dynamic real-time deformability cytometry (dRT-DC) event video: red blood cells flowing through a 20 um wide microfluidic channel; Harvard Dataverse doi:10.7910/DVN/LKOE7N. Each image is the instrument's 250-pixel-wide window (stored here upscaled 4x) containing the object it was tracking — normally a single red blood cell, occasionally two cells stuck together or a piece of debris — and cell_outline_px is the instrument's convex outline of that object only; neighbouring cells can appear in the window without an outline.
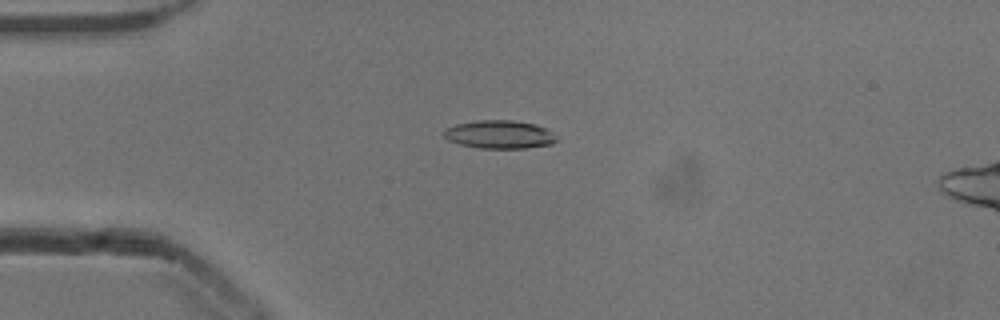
{"species": "common noctule bat (a hibernating species)", "species_latin": "Nyctalus noctula", "temperature_condition": "cold", "stored_images_in_passage": 44, "camera_frame_rate_fps": 3000, "um_per_image_px": 0.085, "animal": {"sex": "male", "body_mass_g": 13.3}, "frame": {"image": 1, "passage_image": 4, "time_ms": 1.0, "image_size_px": [1000, 320], "cell_outline_px": [[560, 140], [552, 144], [524, 148], [480, 148], [460, 144], [448, 140], [440, 132], [444, 128], [456, 124], [476, 120], [512, 120], [536, 124], [544, 128], [556, 136]], "centroid_in_image_um": [42.42, 11.42], "position_along_channel_um": 42.6, "area_um2": 18.67}}
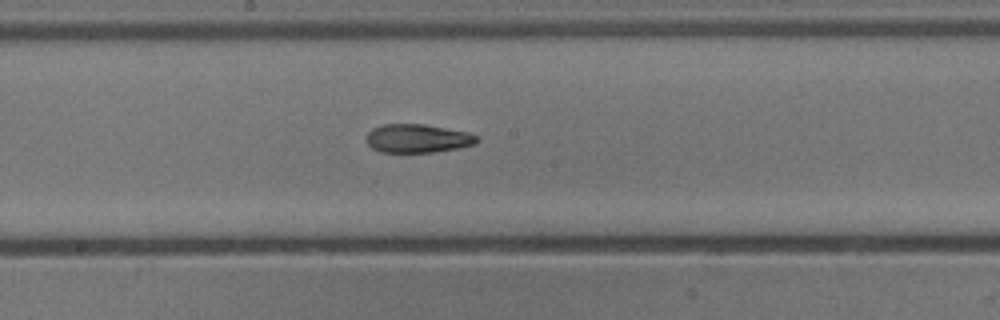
{"frame": {"image": 2, "passage_image": 19, "time_ms": 6.0, "image_size_px": [1000, 320], "cell_outline_px": [[480, 140], [476, 144], [456, 148], [432, 152], [380, 152], [372, 148], [368, 144], [368, 132], [372, 128], [384, 124], [424, 124], [468, 132], [476, 136]], "centroid_in_image_um": [35.5, 11.76], "position_along_channel_um": 212.7, "area_um2": 18.26}}
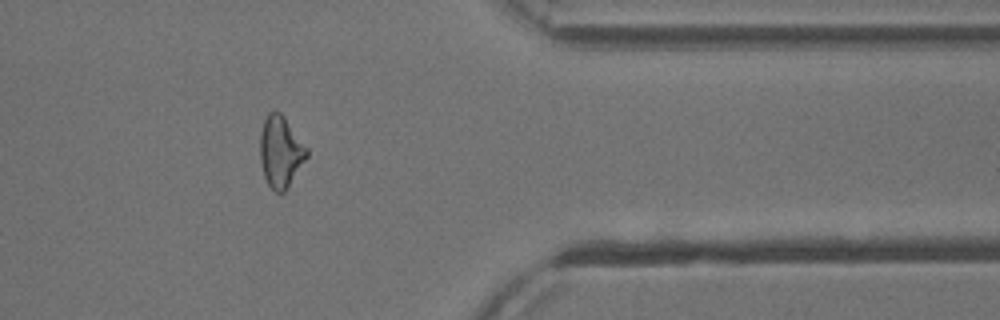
{"frame": {"image": 3, "passage_image": 34, "time_ms": 11.0, "image_size_px": [1000, 320], "cell_outline_px": [[308, 156], [288, 188], [284, 192], [276, 192], [268, 184], [264, 176], [260, 160], [260, 132], [264, 120], [268, 112], [280, 112], [284, 116], [308, 148]], "centroid_in_image_um": [23.86, 12.89], "position_along_channel_um": 387.5, "area_um2": 19.48}, "authors_computed_cell_mechanics": {"area_um2": 18.8428, "velocity_mm_per_s": 3.8588, "shape_relaxation_time_tau1_ms": 6.9996, "shape_relaxation_time_tau2_ms": 2.0403, "deformation_change_tau1": 0.2126, "deformation_change_tau2": 0.0869}}